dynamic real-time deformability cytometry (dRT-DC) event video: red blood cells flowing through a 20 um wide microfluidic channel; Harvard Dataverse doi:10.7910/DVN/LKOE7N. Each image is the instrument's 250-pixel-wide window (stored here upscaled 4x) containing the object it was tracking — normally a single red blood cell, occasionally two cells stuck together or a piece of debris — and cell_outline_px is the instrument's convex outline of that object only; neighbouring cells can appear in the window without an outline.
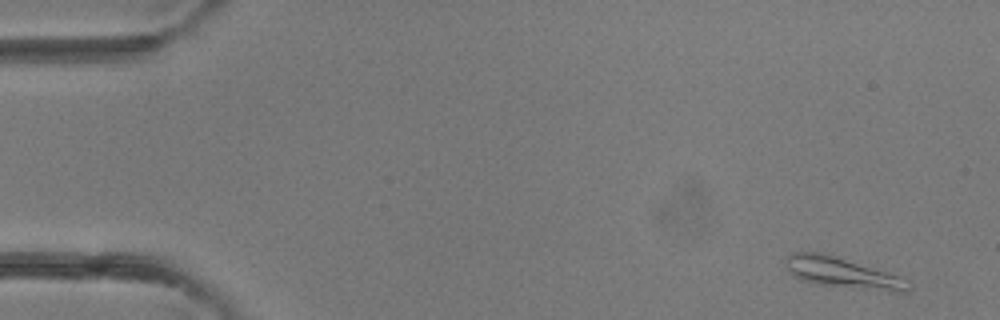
{"species": "common noctule bat (a hibernating species)", "species_latin": "Nyctalus noctula", "temperature_condition": "room temperature", "stored_images_in_passage": 3, "camera_frame_rate_fps": 3000, "um_per_image_px": 0.085, "animal": {"sex": "female"}, "frame": {"image": 1, "passage_image": 1, "time_ms": 0.0, "image_size_px": [1000, 320], "cell_outline_px": [[912, 288], [908, 292], [888, 292], [816, 284], [792, 276], [784, 268], [784, 260], [792, 252], [820, 252], [836, 256], [900, 276], [908, 280], [912, 284]], "centroid_in_image_um": [71.62, 23.21], "position_along_channel_um": 13.4, "area_um2": 22.31}}